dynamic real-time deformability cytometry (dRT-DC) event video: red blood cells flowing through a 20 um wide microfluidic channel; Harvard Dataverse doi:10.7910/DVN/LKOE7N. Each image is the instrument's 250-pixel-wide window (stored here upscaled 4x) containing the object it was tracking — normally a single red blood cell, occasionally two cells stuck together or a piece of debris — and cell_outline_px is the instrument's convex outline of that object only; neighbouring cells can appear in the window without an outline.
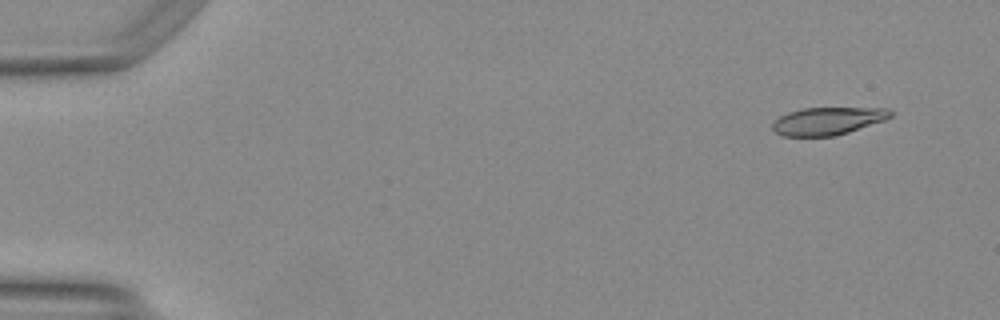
{"species": "Egyptian fruit bat (a non-hibernating species)", "species_latin": "Rousettus aegyptiacus", "temperature_condition": "warm", "stored_images_in_passage": 48, "camera_frame_rate_fps": 3000, "um_per_image_px": 0.085, "animal": {"sex": "female"}, "frame": {"image": 1, "passage_image": 2, "time_ms": 0.333, "image_size_px": [1000, 320], "cell_outline_px": [[892, 116], [884, 120], [836, 136], [780, 136], [772, 128], [772, 124], [780, 116], [788, 112], [804, 108], [888, 108], [892, 112]], "centroid_in_image_um": [70.34, 10.28], "position_along_channel_um": 14.7, "area_um2": 18.9}}
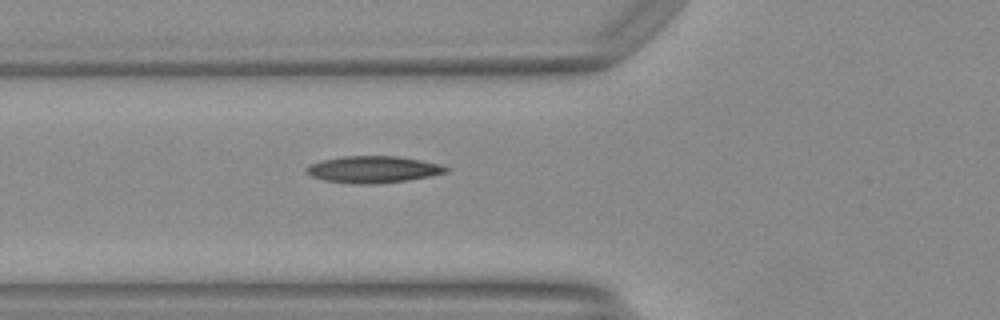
{"frame": {"image": 2, "passage_image": 17, "time_ms": 5.333, "image_size_px": [1000, 320], "cell_outline_px": [[452, 168], [448, 172], [432, 176], [408, 180], [376, 184], [360, 184], [324, 180], [312, 176], [304, 168], [308, 164], [320, 160], [344, 156], [396, 156], [420, 160], [440, 164]], "centroid_in_image_um": [31.75, 14.4], "position_along_channel_um": 94.1, "area_um2": 21.91}}
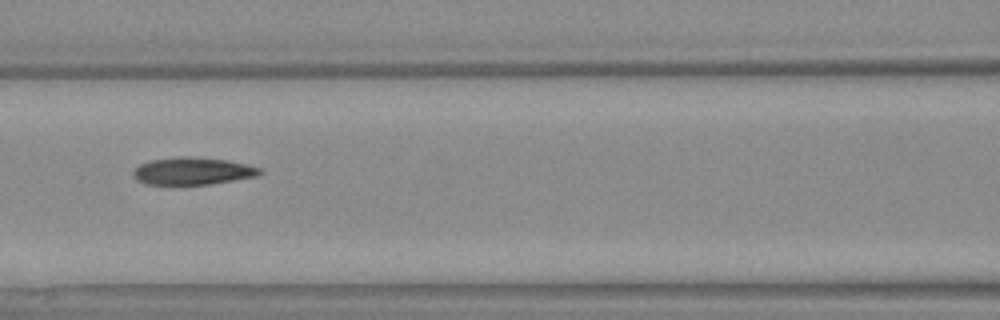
{"frame": {"image": 3, "passage_image": 21, "time_ms": 6.667, "image_size_px": [1000, 320], "cell_outline_px": [[264, 172], [256, 176], [208, 184], [144, 184], [136, 180], [132, 176], [132, 172], [140, 164], [152, 160], [228, 160], [260, 168]], "centroid_in_image_um": [16.36, 14.6], "position_along_channel_um": 150.2, "area_um2": 18.79}, "authors_computed_cell_mechanics": {"area_um2": 20.2589, "velocity_mm_per_s": 4.1855, "shape_relaxation_time_tau1_ms": null, "shape_relaxation_time_tau2_ms": 2.7577, "deformation_change_tau1": null, "deformation_change_tau2": 0.1026}}